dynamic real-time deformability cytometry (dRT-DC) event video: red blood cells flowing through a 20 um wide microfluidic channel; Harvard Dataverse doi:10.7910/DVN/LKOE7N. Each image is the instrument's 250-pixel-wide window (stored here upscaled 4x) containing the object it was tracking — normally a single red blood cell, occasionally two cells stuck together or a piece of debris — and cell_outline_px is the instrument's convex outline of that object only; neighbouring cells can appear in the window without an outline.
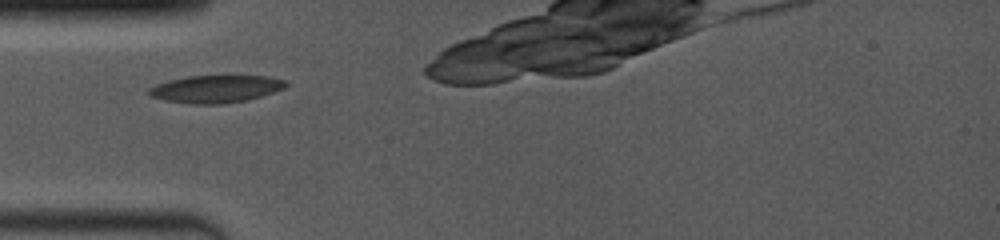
{"species": "common noctule bat (a hibernating species)", "species_latin": "Nyctalus noctula", "temperature_condition": "room temperature", "stored_images_in_passage": 10, "camera_frame_rate_fps": 4000, "um_per_image_px": 0.085, "animal": {"sex": "female", "body_mass_g": 19.0, "forearm_length_mm": 53.3}, "frame": {"image": 1, "passage_image": 1, "time_ms": 0.0, "image_size_px": [1000, 240], "cell_outline_px": [[288, 84], [284, 88], [260, 96], [244, 100], [220, 104], [192, 104], [164, 100], [148, 96], [148, 88], [156, 84], [168, 80], [188, 76], [268, 76], [284, 80]], "centroid_in_image_um": [18.28, 7.56], "position_along_channel_um": 66.7, "area_um2": 21.79}}
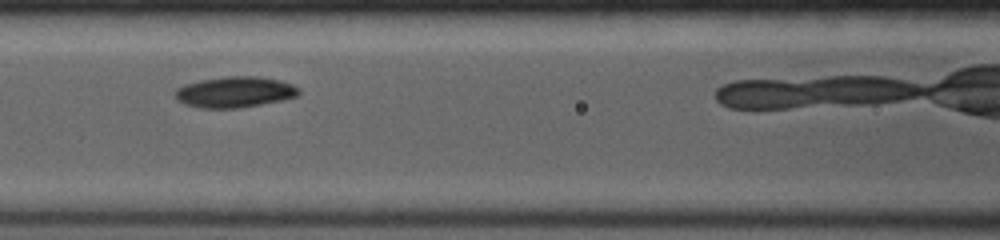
{"frame": {"image": 2, "passage_image": 4, "time_ms": 2.0, "image_size_px": [1000, 240], "cell_outline_px": [[300, 92], [296, 96], [284, 100], [240, 108], [200, 108], [184, 104], [176, 100], [176, 88], [184, 84], [200, 80], [224, 76], [256, 76], [280, 80], [292, 84], [300, 88]], "centroid_in_image_um": [19.96, 7.82], "position_along_channel_um": 146.6, "area_um2": 22.48}}
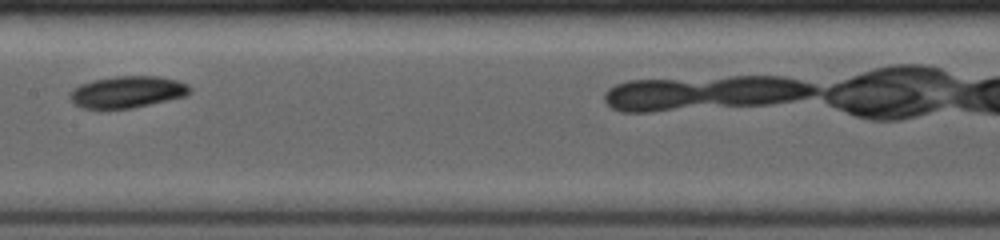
{"frame": {"image": 3, "passage_image": 6, "time_ms": 3.25, "image_size_px": [1000, 240], "cell_outline_px": [[192, 92], [184, 96], [168, 100], [132, 108], [100, 112], [80, 108], [68, 96], [80, 84], [92, 80], [116, 76], [156, 76], [176, 80], [188, 84], [192, 88]], "centroid_in_image_um": [10.79, 7.85], "position_along_channel_um": 196.6, "area_um2": 22.72}}